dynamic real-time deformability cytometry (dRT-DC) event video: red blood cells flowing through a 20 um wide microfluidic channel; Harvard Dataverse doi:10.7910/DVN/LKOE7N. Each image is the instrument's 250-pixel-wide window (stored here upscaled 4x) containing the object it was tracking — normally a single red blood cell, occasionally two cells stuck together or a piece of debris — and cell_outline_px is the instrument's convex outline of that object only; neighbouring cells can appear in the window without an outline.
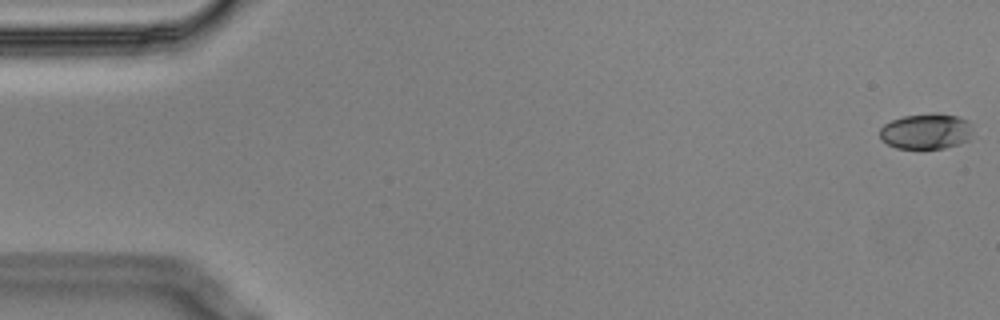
{"species": "Egyptian fruit bat (a non-hibernating species)", "species_latin": "Rousettus aegyptiacus", "temperature_condition": "cold", "stored_images_in_passage": 57, "camera_frame_rate_fps": 3000, "um_per_image_px": 0.085, "animal": {"sex": "male"}, "frame": {"image": 1, "passage_image": 1, "time_ms": 0.0, "image_size_px": [1000, 320], "cell_outline_px": [[972, 132], [968, 140], [960, 144], [944, 148], [896, 148], [880, 140], [880, 128], [884, 124], [892, 120], [904, 116], [932, 112], [940, 112], [956, 116], [968, 120], [972, 124]], "centroid_in_image_um": [78.74, 11.14], "position_along_channel_um": 6.3, "area_um2": 19.59}}
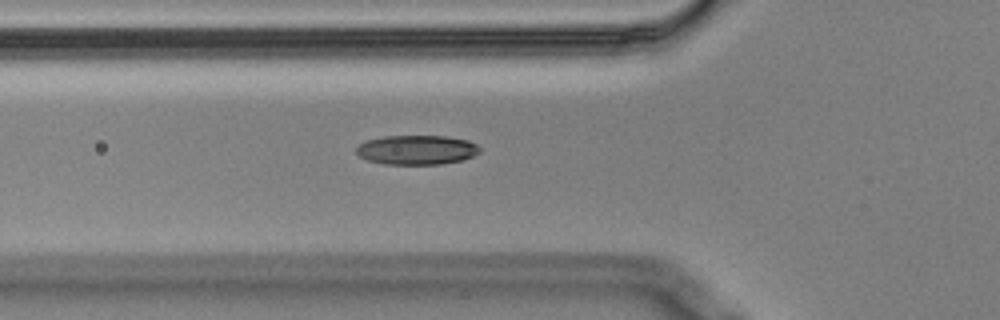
{"frame": {"image": 2, "passage_image": 20, "time_ms": 6.333, "image_size_px": [1000, 320], "cell_outline_px": [[480, 152], [464, 160], [440, 164], [384, 164], [368, 160], [360, 156], [356, 152], [356, 148], [360, 144], [368, 140], [384, 136], [444, 136], [468, 140], [476, 144], [480, 148]], "centroid_in_image_um": [35.44, 12.74], "position_along_channel_um": 90.4, "area_um2": 21.1}}
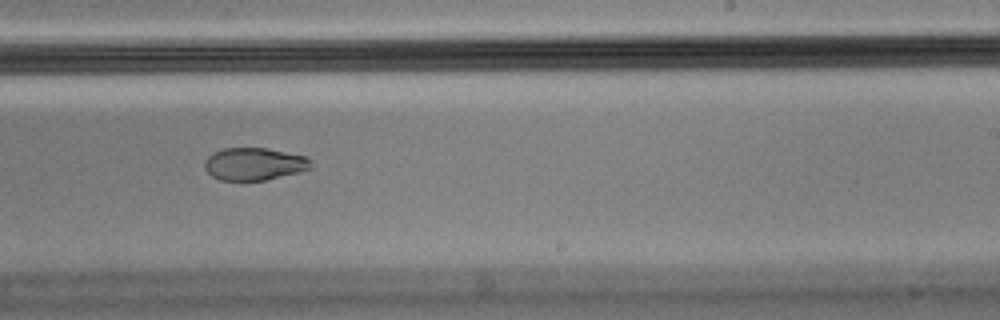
{"frame": {"image": 3, "passage_image": 35, "time_ms": 11.333, "image_size_px": [1000, 320], "cell_outline_px": [[312, 168], [300, 172], [264, 180], [220, 180], [212, 176], [204, 168], [204, 160], [212, 152], [224, 148], [268, 148], [308, 156], [312, 160]], "centroid_in_image_um": [21.63, 13.92], "position_along_channel_um": 267.4, "area_um2": 20.4}, "authors_computed_cell_mechanics": {"area_um2": 21.0392, "velocity_mm_per_s": 3.5269, "shape_relaxation_time_tau1_ms": null, "shape_relaxation_time_tau2_ms": 3.1215, "deformation_change_tau1": null, "deformation_change_tau2": 0.0619}}